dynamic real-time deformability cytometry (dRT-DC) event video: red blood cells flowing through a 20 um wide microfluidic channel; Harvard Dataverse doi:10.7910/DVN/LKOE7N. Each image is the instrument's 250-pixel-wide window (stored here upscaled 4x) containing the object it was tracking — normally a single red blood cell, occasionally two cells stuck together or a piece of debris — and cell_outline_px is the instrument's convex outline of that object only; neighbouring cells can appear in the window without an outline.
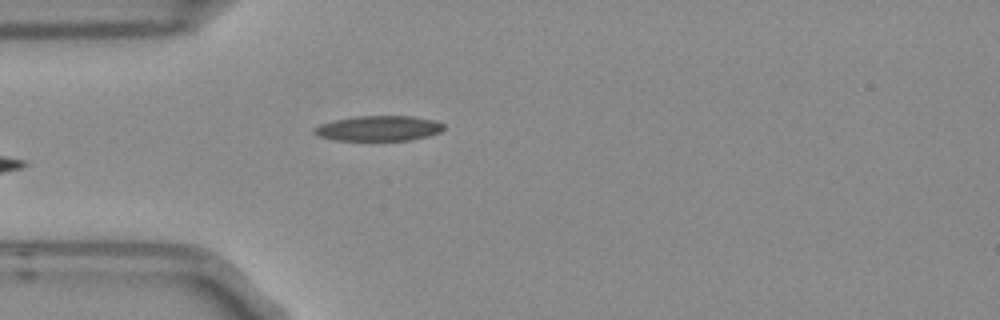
{"species": "Egyptian fruit bat (a non-hibernating species)", "species_latin": "Rousettus aegyptiacus", "temperature_condition": "room temperature", "stored_images_in_passage": 4, "camera_frame_rate_fps": 3000, "um_per_image_px": 0.085, "frame": {"image": 1, "passage_image": 4, "time_ms": 1.0, "image_size_px": [1000, 320], "cell_outline_px": [[444, 128], [440, 132], [428, 136], [408, 140], [336, 140], [320, 136], [312, 132], [312, 128], [320, 124], [336, 120], [356, 116], [412, 116], [436, 120], [444, 124]], "centroid_in_image_um": [32.2, 10.9], "position_along_channel_um": 52.8, "area_um2": 18.96}}